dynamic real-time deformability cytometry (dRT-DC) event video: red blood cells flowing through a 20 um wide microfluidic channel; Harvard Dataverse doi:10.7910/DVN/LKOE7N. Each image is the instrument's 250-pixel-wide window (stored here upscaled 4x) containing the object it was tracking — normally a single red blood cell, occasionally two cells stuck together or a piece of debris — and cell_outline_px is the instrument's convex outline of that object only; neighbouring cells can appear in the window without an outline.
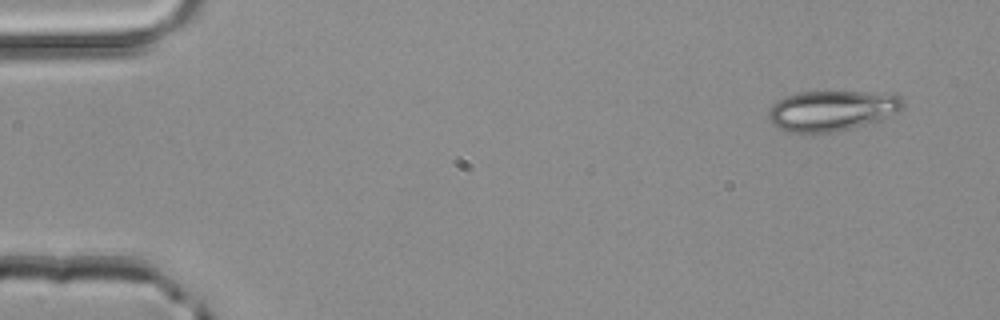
{"species": "common noctule bat (a hibernating species)", "species_latin": "Nyctalus noctula", "temperature_condition": "room temperature", "stored_images_in_passage": 3, "camera_frame_rate_fps": 3000, "um_per_image_px": 0.085, "animal": {"sex": "male", "body_mass_g": 20.4}, "frame": {"image": 1, "passage_image": 1, "time_ms": 0.0, "image_size_px": [1000, 320], "cell_outline_px": [[904, 108], [884, 120], [848, 128], [828, 132], [804, 136], [780, 128], [772, 124], [768, 116], [768, 112], [772, 104], [776, 100], [784, 96], [800, 92], [896, 92], [904, 100]], "centroid_in_image_um": [70.74, 9.4], "position_along_channel_um": 14.3, "area_um2": 32.43}}